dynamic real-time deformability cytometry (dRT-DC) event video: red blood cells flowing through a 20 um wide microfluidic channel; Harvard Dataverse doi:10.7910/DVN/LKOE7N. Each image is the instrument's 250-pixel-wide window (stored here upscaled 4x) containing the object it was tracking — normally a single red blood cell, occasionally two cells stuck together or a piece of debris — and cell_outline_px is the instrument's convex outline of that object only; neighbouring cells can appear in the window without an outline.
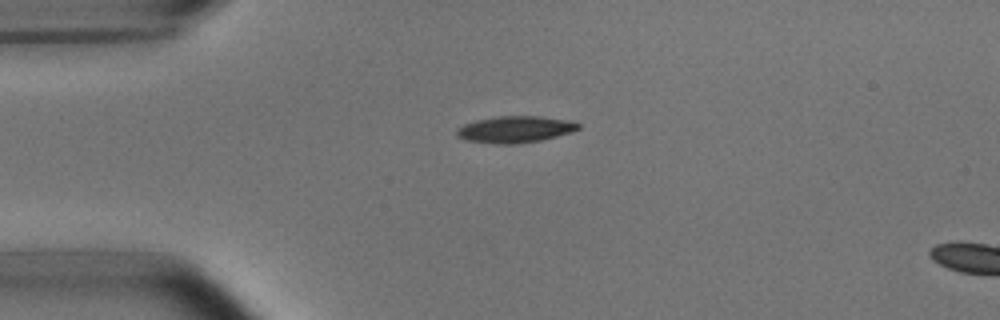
{"species": "common noctule bat (a hibernating species)", "species_latin": "Nyctalus noctula", "temperature_condition": "room temperature", "stored_images_in_passage": 4, "camera_frame_rate_fps": 3000, "um_per_image_px": 0.085, "animal": {"sex": "male", "body_mass_g": 15.6}, "frame": {"image": 1, "passage_image": 1, "time_ms": 0.0, "image_size_px": [1000, 320], "cell_outline_px": [[580, 128], [556, 136], [540, 140], [516, 144], [496, 144], [464, 140], [456, 136], [456, 128], [464, 124], [476, 120], [500, 116], [540, 116], [572, 120], [580, 124]], "centroid_in_image_um": [43.75, 10.99], "position_along_channel_um": 41.3, "area_um2": 18.9}}